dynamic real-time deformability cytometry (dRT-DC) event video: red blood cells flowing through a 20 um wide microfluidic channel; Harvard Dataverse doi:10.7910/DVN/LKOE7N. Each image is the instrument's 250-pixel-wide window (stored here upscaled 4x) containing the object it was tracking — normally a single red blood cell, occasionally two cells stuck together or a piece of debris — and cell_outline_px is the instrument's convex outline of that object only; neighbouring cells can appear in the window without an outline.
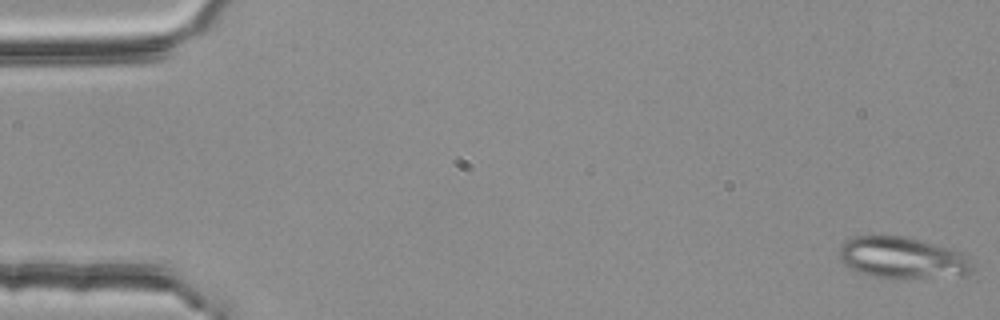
{"species": "common noctule bat (a hibernating species)", "species_latin": "Nyctalus noctula", "temperature_condition": "room temperature", "stored_images_in_passage": 54, "segment_of_instrument_passage": [1, 2], "camera_frame_rate_fps": 3000, "um_per_image_px": 0.085, "animal": {"sex": "female", "body_mass_g": 25.1}, "frame": {"image": 1, "passage_image": 1, "time_ms": 0.0, "image_size_px": [1000, 320], "cell_outline_px": [[976, 268], [972, 272], [924, 276], [872, 276], [856, 272], [844, 264], [840, 260], [840, 244], [844, 240], [852, 236], [904, 236], [952, 248], [960, 252]], "centroid_in_image_um": [76.6, 21.85], "position_along_channel_um": 8.4, "area_um2": 31.15}}